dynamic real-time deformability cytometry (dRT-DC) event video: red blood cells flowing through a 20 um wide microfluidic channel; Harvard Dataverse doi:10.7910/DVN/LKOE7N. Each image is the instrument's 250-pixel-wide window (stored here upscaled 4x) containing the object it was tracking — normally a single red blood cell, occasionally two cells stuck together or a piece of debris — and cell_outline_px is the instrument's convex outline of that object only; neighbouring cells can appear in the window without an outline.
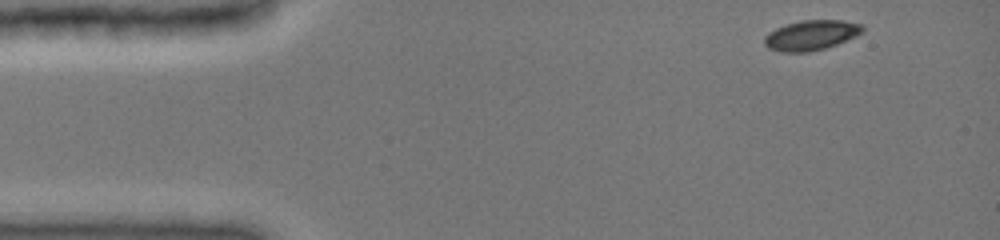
{"species": "common noctule bat (a hibernating species)", "species_latin": "Nyctalus noctula", "temperature_condition": "cold", "stored_images_in_passage": 12, "camera_frame_rate_fps": 3000, "um_per_image_px": 0.085, "animal": {"sex": "female", "body_mass_g": 19.0, "forearm_length_mm": 51.5}, "frame": {"image": 1, "passage_image": 1, "time_ms": 0.0, "image_size_px": [1000, 240], "cell_outline_px": [[864, 32], [856, 36], [836, 44], [824, 48], [808, 52], [780, 52], [768, 48], [764, 44], [764, 36], [768, 32], [784, 24], [800, 20], [840, 20], [860, 24], [864, 28]], "centroid_in_image_um": [68.91, 2.99], "position_along_channel_um": 16.1, "area_um2": 17.22}}
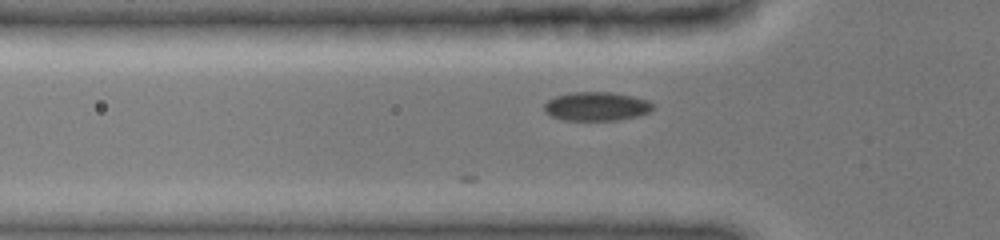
{"frame": {"image": 2, "passage_image": 12, "time_ms": 3.667, "image_size_px": [1000, 240], "cell_outline_px": [[652, 108], [648, 112], [636, 116], [616, 120], [564, 120], [552, 116], [544, 112], [544, 104], [548, 100], [556, 96], [572, 92], [612, 92], [632, 96], [648, 100], [652, 104]], "centroid_in_image_um": [50.66, 9.03], "position_along_channel_um": 75.1, "area_um2": 18.09}}